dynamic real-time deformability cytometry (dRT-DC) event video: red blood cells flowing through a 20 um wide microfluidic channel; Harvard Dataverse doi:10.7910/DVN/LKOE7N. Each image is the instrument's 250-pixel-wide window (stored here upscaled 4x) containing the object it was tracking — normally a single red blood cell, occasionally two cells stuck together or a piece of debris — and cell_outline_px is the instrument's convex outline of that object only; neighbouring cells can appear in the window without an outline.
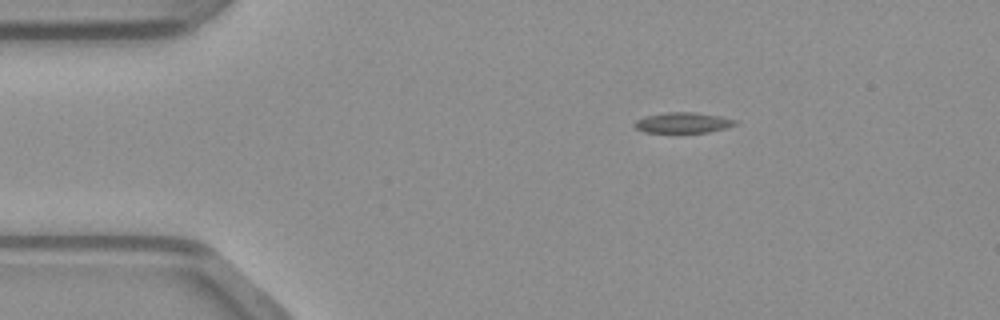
{"species": "common noctule bat (a hibernating species)", "species_latin": "Nyctalus noctula", "temperature_condition": "warm", "stored_images_in_passage": 21, "camera_frame_rate_fps": 3000, "um_per_image_px": 0.085, "animal": {"sex": "male", "body_mass_g": 23.1, "forearm_length_mm": 52.7}, "frame": {"image": 1, "passage_image": 1, "time_ms": 0.0, "image_size_px": [1000, 320], "cell_outline_px": [[736, 124], [724, 128], [708, 132], [644, 132], [636, 128], [636, 120], [644, 116], [668, 112], [692, 112], [720, 116], [736, 120]], "centroid_in_image_um": [58.04, 10.42], "position_along_channel_um": 27.0, "area_um2": 11.79}}
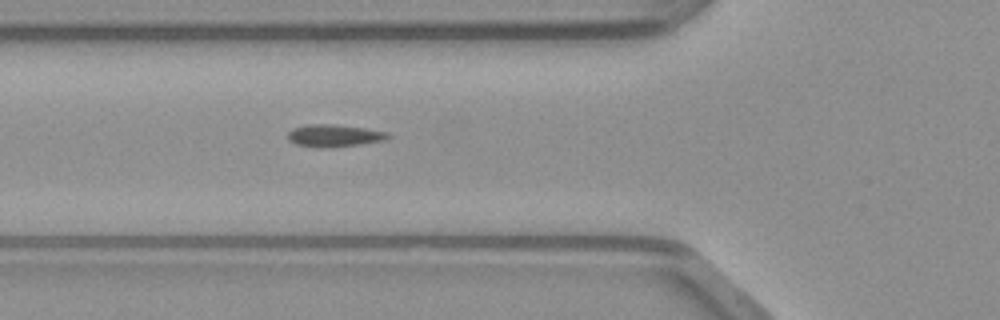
{"frame": {"image": 2, "passage_image": 10, "time_ms": 3.0, "image_size_px": [1000, 320], "cell_outline_px": [[392, 136], [384, 140], [360, 144], [328, 148], [320, 148], [296, 144], [288, 140], [288, 132], [292, 128], [308, 124], [336, 124], [364, 128], [388, 132]], "centroid_in_image_um": [28.39, 11.53], "position_along_channel_um": 97.4, "area_um2": 13.12}}
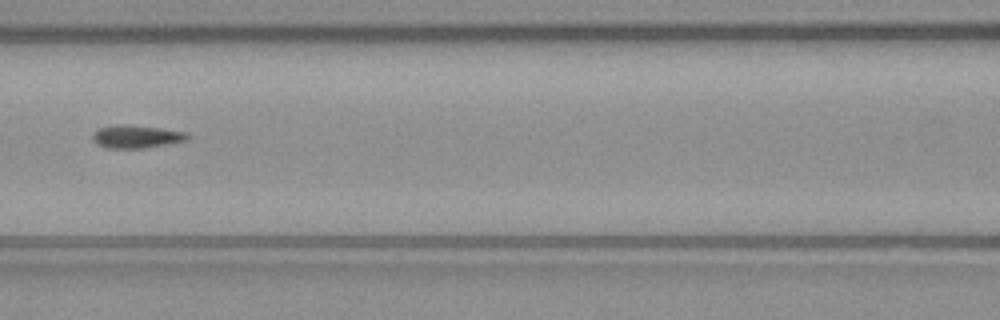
{"frame": {"image": 3, "passage_image": 14, "time_ms": 4.333, "image_size_px": [1000, 320], "cell_outline_px": [[192, 136], [188, 140], [140, 148], [104, 148], [96, 144], [92, 140], [92, 136], [100, 128], [112, 124], [128, 124], [160, 128], [188, 132]], "centroid_in_image_um": [11.59, 11.6], "position_along_channel_um": 155.0, "area_um2": 12.77}}